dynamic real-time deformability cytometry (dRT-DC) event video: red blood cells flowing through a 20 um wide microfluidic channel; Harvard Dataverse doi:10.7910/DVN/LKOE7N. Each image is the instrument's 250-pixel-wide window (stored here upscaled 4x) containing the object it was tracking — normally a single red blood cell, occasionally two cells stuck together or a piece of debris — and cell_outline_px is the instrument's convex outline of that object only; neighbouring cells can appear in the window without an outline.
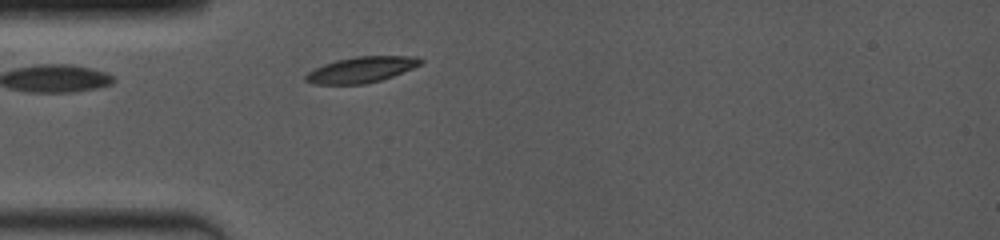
{"species": "common noctule bat (a hibernating species)", "species_latin": "Nyctalus noctula", "temperature_condition": "room temperature", "stored_images_in_passage": 2, "camera_frame_rate_fps": 4000, "um_per_image_px": 0.085, "animal": {"sex": "female", "body_mass_g": 19.0, "forearm_length_mm": 53.3}, "frame": {"image": 1, "passage_image": 2, "time_ms": 1.0, "image_size_px": [1000, 240], "cell_outline_px": [[424, 60], [420, 64], [412, 68], [392, 76], [380, 80], [364, 84], [312, 84], [304, 80], [304, 76], [308, 72], [324, 64], [336, 60], [356, 56], [416, 56]], "centroid_in_image_um": [30.69, 5.92], "position_along_channel_um": 54.3, "area_um2": 17.17}}